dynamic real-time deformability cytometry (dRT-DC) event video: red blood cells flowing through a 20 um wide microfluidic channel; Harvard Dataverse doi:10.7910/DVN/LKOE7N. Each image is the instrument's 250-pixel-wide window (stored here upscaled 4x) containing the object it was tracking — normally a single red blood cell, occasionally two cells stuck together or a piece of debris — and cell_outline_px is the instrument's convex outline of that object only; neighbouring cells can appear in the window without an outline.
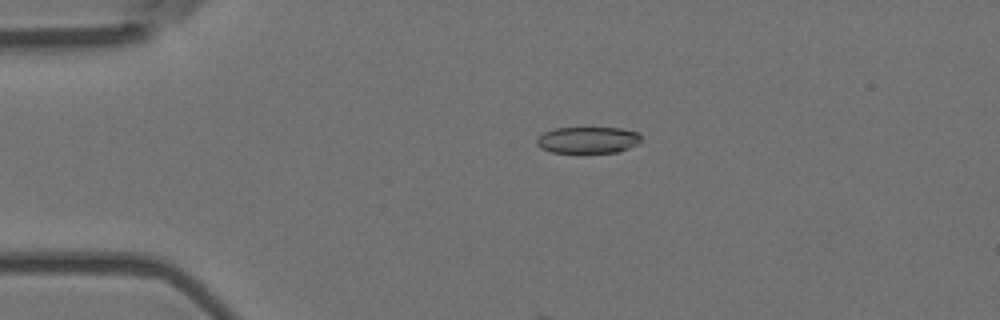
{"species": "Egyptian fruit bat (a non-hibernating species)", "species_latin": "Rousettus aegyptiacus", "temperature_condition": "room temperature", "stored_images_in_passage": 7, "camera_frame_rate_fps": 3000, "um_per_image_px": 0.085, "animal": {"sex": "female"}, "frame": {"image": 1, "passage_image": 4, "time_ms": 1.0, "image_size_px": [1000, 320], "cell_outline_px": [[640, 144], [620, 152], [552, 152], [540, 148], [536, 144], [536, 140], [544, 132], [556, 128], [620, 128], [640, 132]], "centroid_in_image_um": [50.01, 11.9], "position_along_channel_um": 35.0, "area_um2": 16.18}}